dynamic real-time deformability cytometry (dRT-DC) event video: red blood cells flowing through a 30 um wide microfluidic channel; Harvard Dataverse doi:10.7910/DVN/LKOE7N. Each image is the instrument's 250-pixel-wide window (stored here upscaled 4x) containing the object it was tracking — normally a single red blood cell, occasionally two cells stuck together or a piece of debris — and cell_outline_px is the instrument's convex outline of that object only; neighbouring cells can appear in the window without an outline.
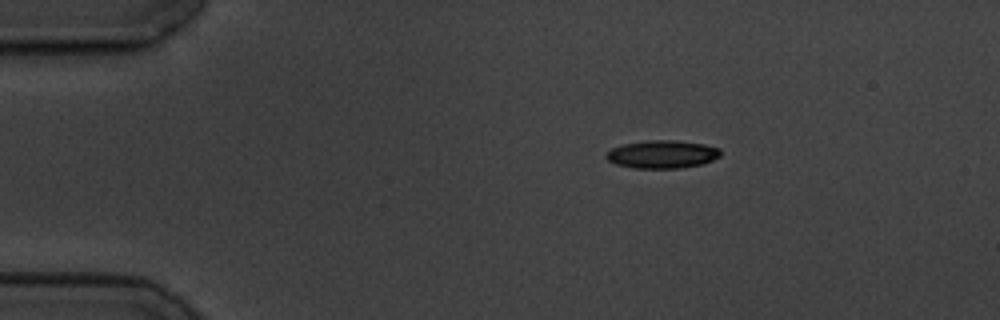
{"species": "common noctule bat (a hibernating species)", "species_latin": "Nyctalus noctula", "temperature_condition": "cold", "stored_images_in_passage": 14, "camera_frame_rate_fps": 3000, "um_per_image_px": 0.085, "animal": {"sex": "male", "body_mass_g": 19.5, "forearm_length_mm": 54.6}, "frame": {"image": 1, "passage_image": 10, "time_ms": 3.0, "image_size_px": [1000, 320], "cell_outline_px": [[720, 156], [704, 164], [680, 168], [632, 168], [616, 164], [608, 160], [604, 156], [612, 148], [624, 144], [648, 140], [676, 140], [704, 144], [720, 148]], "centroid_in_image_um": [56.3, 13.12], "position_along_channel_um": 28.7, "area_um2": 18.67}}